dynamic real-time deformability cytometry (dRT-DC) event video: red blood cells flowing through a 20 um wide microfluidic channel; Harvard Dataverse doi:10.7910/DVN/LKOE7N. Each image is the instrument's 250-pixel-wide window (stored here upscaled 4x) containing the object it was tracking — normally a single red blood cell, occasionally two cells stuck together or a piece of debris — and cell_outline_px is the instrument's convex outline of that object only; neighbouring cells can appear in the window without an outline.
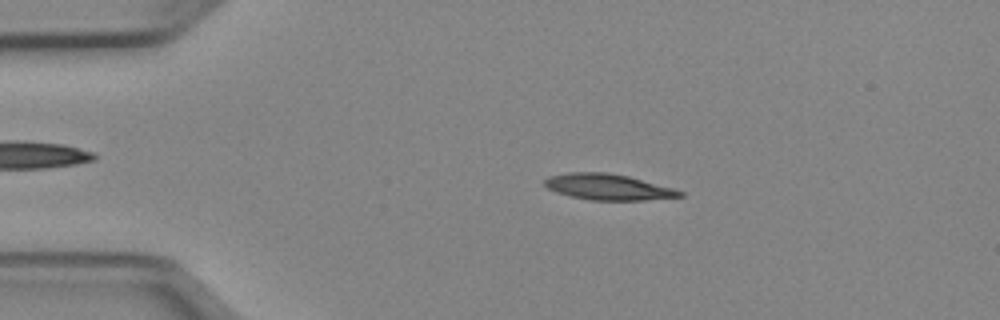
{"species": "Egyptian fruit bat (a non-hibernating species)", "species_latin": "Rousettus aegyptiacus", "temperature_condition": "cold", "stored_images_in_passage": 50, "camera_frame_rate_fps": 3000, "um_per_image_px": 0.085, "animal": {"sex": "female"}, "frame": {"image": 1, "passage_image": 9, "time_ms": 2.667, "image_size_px": [1000, 320], "cell_outline_px": [[684, 196], [644, 200], [592, 200], [572, 196], [556, 192], [548, 188], [544, 184], [544, 180], [548, 176], [568, 172], [608, 172], [628, 176], [676, 188], [684, 192]], "centroid_in_image_um": [51.72, 15.88], "position_along_channel_um": 33.3, "area_um2": 20.52}}
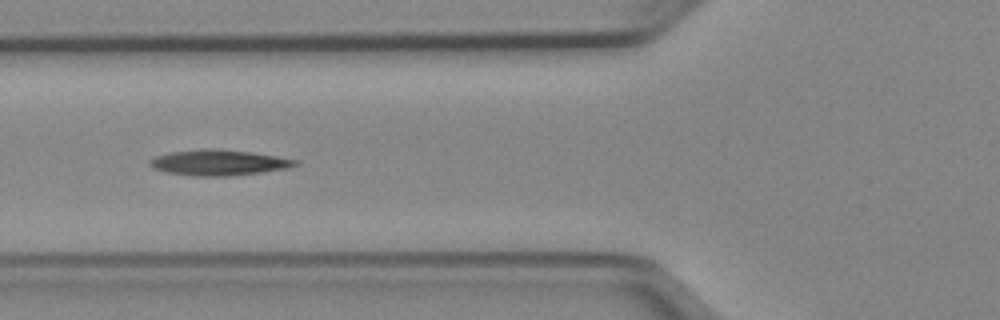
{"frame": {"image": 2, "passage_image": 18, "time_ms": 5.667, "image_size_px": [1000, 320], "cell_outline_px": [[300, 164], [288, 168], [260, 172], [228, 176], [192, 176], [168, 172], [152, 168], [148, 164], [148, 160], [156, 156], [172, 152], [204, 148], [212, 148], [252, 152], [300, 160]], "centroid_in_image_um": [18.6, 13.81], "position_along_channel_um": 107.2, "area_um2": 21.79}}
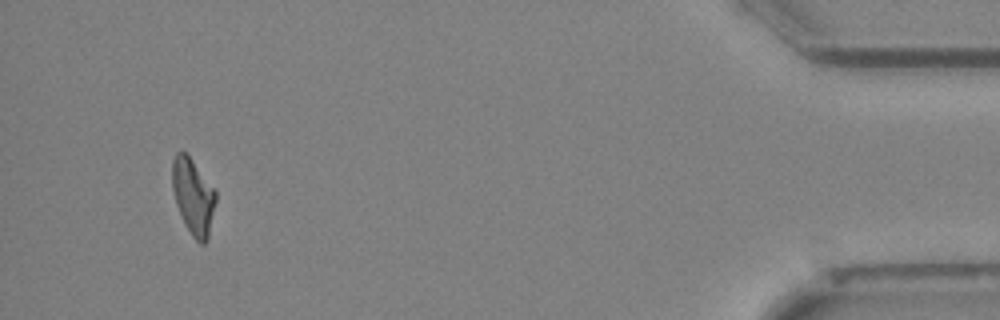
{"frame": {"image": 3, "passage_image": 47, "time_ms": 15.333, "image_size_px": [1000, 320], "cell_outline_px": [[216, 200], [208, 240], [204, 244], [200, 244], [192, 236], [184, 224], [176, 204], [172, 188], [172, 160], [176, 152], [184, 152], [192, 160], [216, 192]], "centroid_in_image_um": [16.41, 16.74], "position_along_channel_um": 418.8, "area_um2": 19.13}, "authors_computed_cell_mechanics": {"area_um2": 20.2878, "velocity_mm_per_s": 3.967, "shape_relaxation_time_tau1_ms": null, "shape_relaxation_time_tau2_ms": 5.7923, "deformation_change_tau1": null, "deformation_change_tau2": 0.1594}}